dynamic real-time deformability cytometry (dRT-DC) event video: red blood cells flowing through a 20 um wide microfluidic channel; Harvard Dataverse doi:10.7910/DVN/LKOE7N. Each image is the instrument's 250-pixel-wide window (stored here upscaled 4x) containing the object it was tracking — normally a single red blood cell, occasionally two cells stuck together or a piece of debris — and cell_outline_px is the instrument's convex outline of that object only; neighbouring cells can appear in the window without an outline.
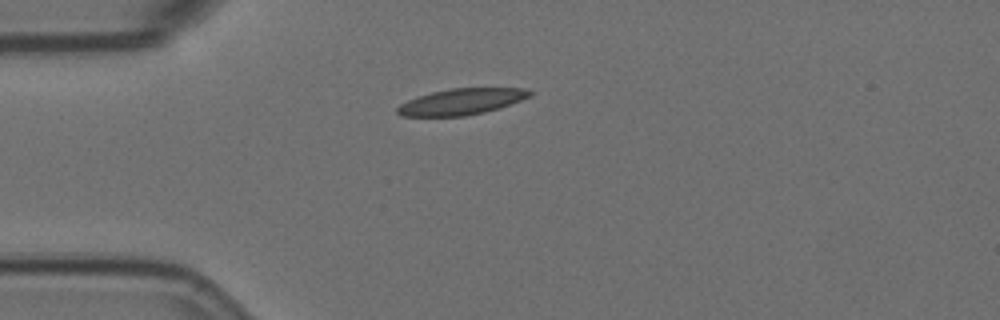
{"species": "Egyptian fruit bat (a non-hibernating species)", "species_latin": "Rousettus aegyptiacus", "temperature_condition": "room temperature", "stored_images_in_passage": 4, "camera_frame_rate_fps": 3000, "um_per_image_px": 0.085, "animal": {"sex": "female"}, "frame": {"image": 1, "passage_image": 4, "time_ms": 1.0, "image_size_px": [1000, 320], "cell_outline_px": [[536, 92], [532, 96], [500, 108], [484, 112], [464, 116], [400, 116], [396, 112], [396, 108], [400, 104], [408, 100], [432, 92], [452, 88], [524, 88]], "centroid_in_image_um": [39.27, 8.64], "position_along_channel_um": 45.7, "area_um2": 20.23}}